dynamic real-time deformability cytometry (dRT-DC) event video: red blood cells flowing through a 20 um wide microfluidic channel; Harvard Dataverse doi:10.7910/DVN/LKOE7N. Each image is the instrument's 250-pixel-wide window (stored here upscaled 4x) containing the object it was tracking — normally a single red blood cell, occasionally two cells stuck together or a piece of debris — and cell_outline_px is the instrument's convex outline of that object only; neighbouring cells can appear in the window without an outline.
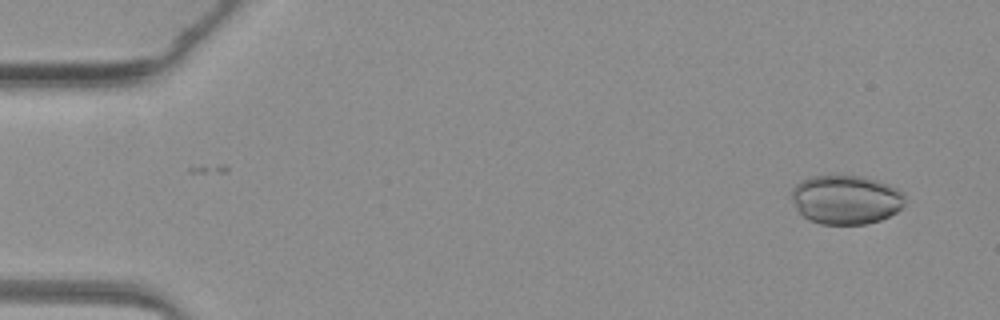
{"species": "common noctule bat (a hibernating species)", "species_latin": "Nyctalus noctula", "temperature_condition": "warm", "stored_images_in_passage": 47, "camera_frame_rate_fps": 3000, "um_per_image_px": 0.085, "animal": {"sex": "female", "body_mass_g": 19.3, "forearm_length_mm": 54.1}, "frame": {"image": 1, "passage_image": 2, "time_ms": 0.333, "image_size_px": [1000, 320], "cell_outline_px": [[904, 204], [896, 212], [880, 220], [864, 224], [820, 224], [808, 220], [800, 212], [792, 200], [792, 188], [800, 180], [812, 176], [864, 176], [888, 184], [896, 188], [904, 196]], "centroid_in_image_um": [71.88, 16.97], "position_along_channel_um": 13.1, "area_um2": 32.25}}
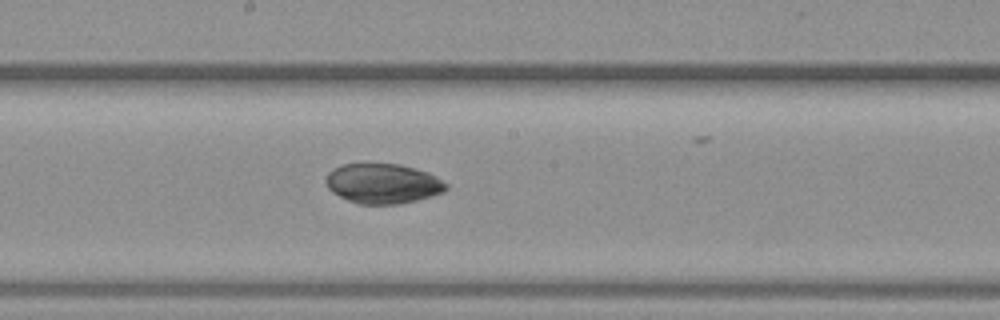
{"frame": {"image": 2, "passage_image": 25, "time_ms": 8.0, "image_size_px": [1000, 320], "cell_outline_px": [[448, 188], [444, 192], [432, 196], [400, 204], [360, 204], [348, 200], [332, 192], [328, 188], [324, 180], [328, 172], [332, 168], [340, 164], [364, 160], [400, 164], [428, 172], [436, 176], [448, 184]], "centroid_in_image_um": [32.5, 15.54], "position_along_channel_um": 215.7, "area_um2": 29.02}}
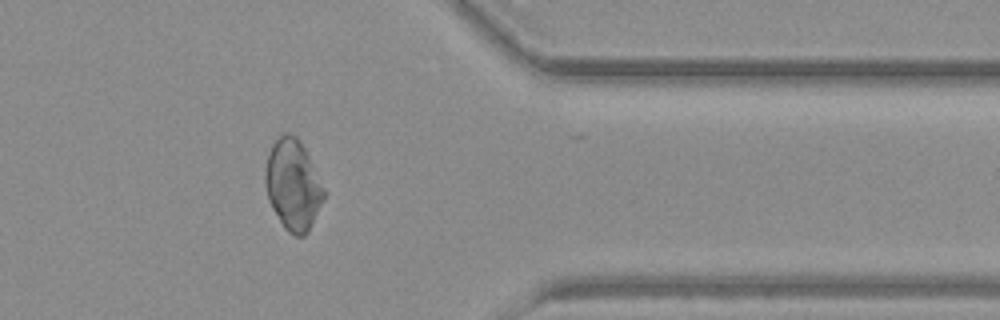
{"frame": {"image": 3, "passage_image": 38, "time_ms": 12.333, "image_size_px": [1000, 320], "cell_outline_px": [[324, 200], [308, 232], [304, 236], [296, 236], [288, 232], [284, 228], [272, 208], [268, 200], [264, 184], [264, 172], [268, 152], [272, 144], [284, 132], [292, 132], [300, 140], [324, 188]], "centroid_in_image_um": [24.87, 15.71], "position_along_channel_um": 386.5, "area_um2": 31.04}}